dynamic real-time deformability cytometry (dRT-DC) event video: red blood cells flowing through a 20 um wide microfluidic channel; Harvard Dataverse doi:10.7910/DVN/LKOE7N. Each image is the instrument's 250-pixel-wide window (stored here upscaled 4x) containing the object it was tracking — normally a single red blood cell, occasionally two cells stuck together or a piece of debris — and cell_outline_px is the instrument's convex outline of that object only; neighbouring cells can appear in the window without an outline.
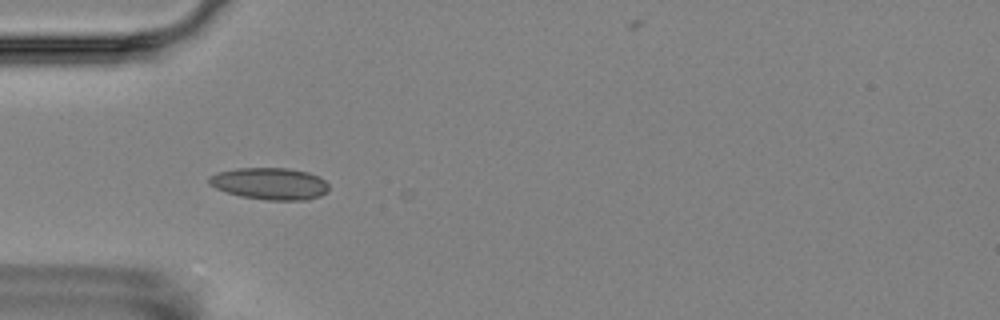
{"species": "Egyptian fruit bat (a non-hibernating species)", "species_latin": "Rousettus aegyptiacus", "temperature_condition": "room temperature", "stored_images_in_passage": 7, "camera_frame_rate_fps": 3000, "um_per_image_px": 0.085, "animal": {"sex": "female"}, "frame": {"image": 1, "passage_image": 6, "time_ms": 5.667, "image_size_px": [1000, 320], "cell_outline_px": [[328, 192], [320, 196], [308, 200], [268, 200], [240, 196], [216, 188], [208, 184], [208, 176], [216, 172], [236, 168], [288, 168], [308, 172], [320, 176], [328, 184]], "centroid_in_image_um": [22.94, 15.6], "position_along_channel_um": 62.1, "area_um2": 22.48}}